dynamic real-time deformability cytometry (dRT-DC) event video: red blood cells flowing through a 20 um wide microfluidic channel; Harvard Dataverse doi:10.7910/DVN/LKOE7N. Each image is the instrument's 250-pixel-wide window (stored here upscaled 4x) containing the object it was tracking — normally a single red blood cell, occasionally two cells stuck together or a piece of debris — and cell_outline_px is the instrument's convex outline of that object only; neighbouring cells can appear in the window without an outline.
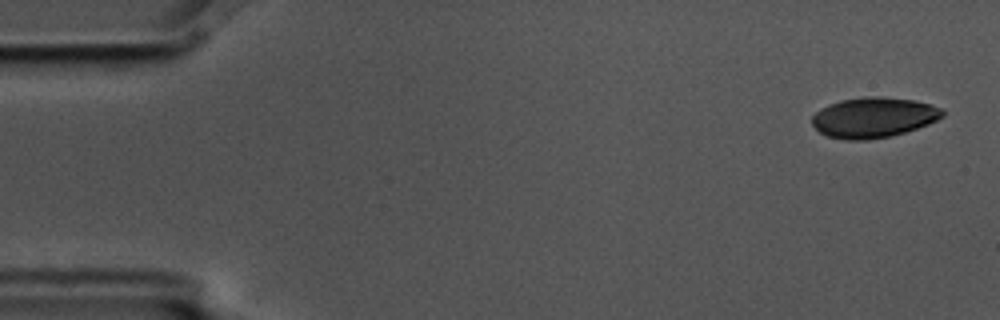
{"species": "common noctule bat (a hibernating species)", "species_latin": "Nyctalus noctula", "temperature_condition": "cold", "stored_images_in_passage": 6, "camera_frame_rate_fps": 3000, "um_per_image_px": 0.085, "animal": {"sex": "male", "body_mass_g": 17.5, "forearm_length_mm": 52.3}, "frame": {"image": 1, "passage_image": 1, "time_ms": 0.0, "image_size_px": [1000, 320], "cell_outline_px": [[944, 116], [928, 124], [892, 136], [868, 140], [844, 140], [828, 136], [820, 132], [812, 124], [812, 116], [820, 108], [828, 104], [840, 100], [864, 96], [880, 96], [916, 100], [944, 108]], "centroid_in_image_um": [74.26, 9.97], "position_along_channel_um": 10.7, "area_um2": 30.92}}
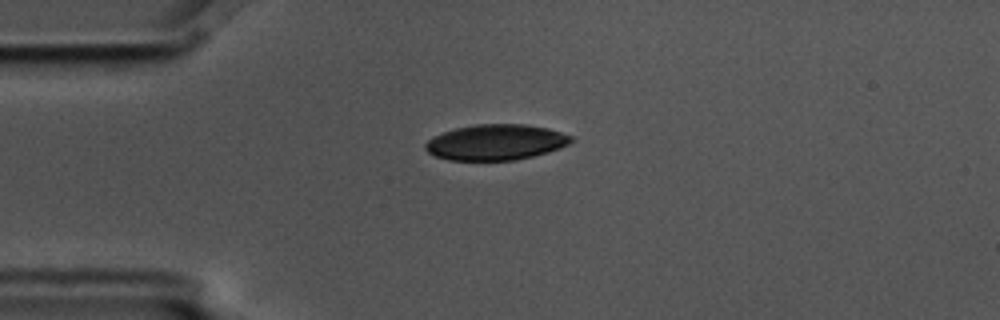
{"frame": {"image": 2, "passage_image": 4, "time_ms": 1.0, "image_size_px": [1000, 320], "cell_outline_px": [[572, 140], [568, 144], [560, 148], [548, 152], [516, 160], [448, 160], [436, 156], [428, 152], [424, 148], [424, 144], [428, 140], [444, 132], [456, 128], [476, 124], [524, 124], [548, 128], [572, 136]], "centroid_in_image_um": [42.15, 12.09], "position_along_channel_um": 42.9, "area_um2": 30.11}}